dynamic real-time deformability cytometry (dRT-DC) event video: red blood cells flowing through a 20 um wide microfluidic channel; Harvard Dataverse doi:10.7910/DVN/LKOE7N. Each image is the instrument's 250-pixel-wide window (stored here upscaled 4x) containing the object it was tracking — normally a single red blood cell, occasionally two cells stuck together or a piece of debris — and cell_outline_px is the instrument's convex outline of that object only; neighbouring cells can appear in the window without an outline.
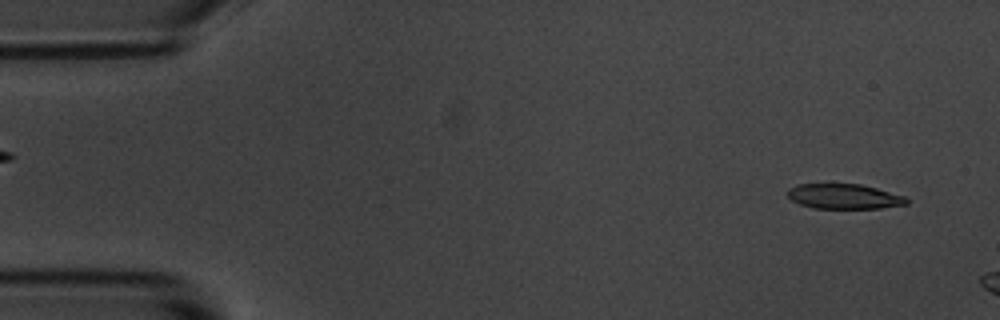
{"species": "common noctule bat (a hibernating species)", "species_latin": "Nyctalus noctula", "temperature_condition": "room temperature", "stored_images_in_passage": 4, "segment_of_instrument_passage": [2, 2], "camera_frame_rate_fps": 3000, "um_per_image_px": 0.085, "animal": {"sex": "male", "body_mass_g": 20.1, "forearm_length_mm": 53.5}, "frame": {"image": 1, "passage_image": 4, "time_ms": 4.667, "image_size_px": [1000, 320], "cell_outline_px": [[908, 204], [880, 208], [812, 208], [800, 204], [792, 200], [788, 196], [788, 188], [796, 184], [860, 184], [876, 188], [904, 196], [908, 200]], "centroid_in_image_um": [71.73, 16.69], "position_along_channel_um": 13.3, "area_um2": 17.22}}